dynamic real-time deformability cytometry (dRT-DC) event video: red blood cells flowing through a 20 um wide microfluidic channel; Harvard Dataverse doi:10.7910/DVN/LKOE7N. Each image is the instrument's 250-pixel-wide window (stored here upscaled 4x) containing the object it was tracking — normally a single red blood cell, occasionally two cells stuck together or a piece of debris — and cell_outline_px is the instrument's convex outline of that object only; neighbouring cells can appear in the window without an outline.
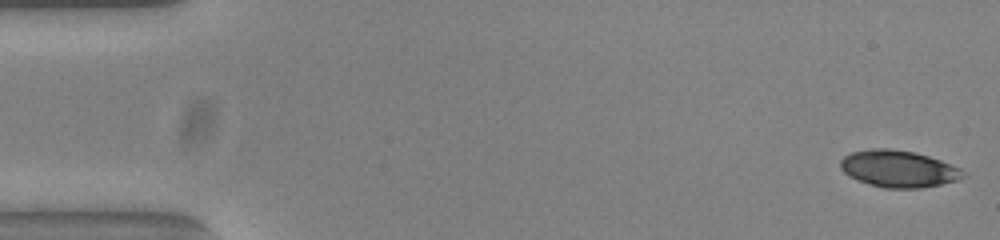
{"species": "common noctule bat (a hibernating species)", "species_latin": "Nyctalus noctula", "temperature_condition": "warm", "stored_images_in_passage": 53, "camera_frame_rate_fps": 3000, "um_per_image_px": 0.085, "animal": {"sex": "female", "body_mass_g": 23.0, "forearm_length_mm": 53.4}, "frame": {"image": 1, "passage_image": 1, "time_ms": 0.0, "image_size_px": [1000, 240], "cell_outline_px": [[968, 176], [956, 180], [940, 184], [920, 188], [884, 188], [856, 180], [848, 176], [840, 168], [840, 160], [844, 156], [852, 152], [872, 148], [892, 148], [916, 152], [940, 160], [960, 168]], "centroid_in_image_um": [76.35, 14.34], "position_along_channel_um": 8.6, "area_um2": 26.47}}
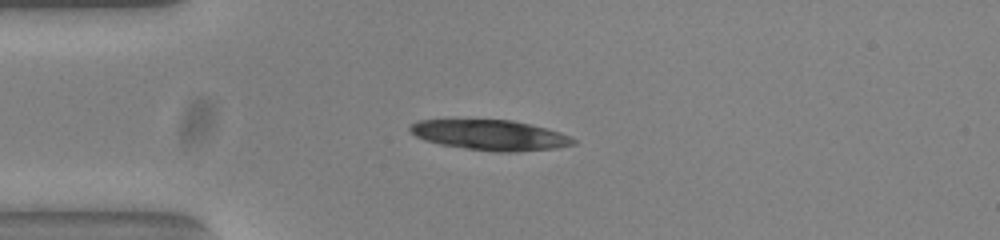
{"frame": {"image": 2, "passage_image": 13, "time_ms": 4.0, "image_size_px": [1000, 240], "cell_outline_px": [[576, 144], [556, 148], [516, 152], [496, 152], [440, 144], [424, 140], [416, 136], [408, 128], [416, 120], [512, 120], [560, 132], [576, 140]], "centroid_in_image_um": [41.67, 11.48], "position_along_channel_um": 43.3, "area_um2": 28.5}}